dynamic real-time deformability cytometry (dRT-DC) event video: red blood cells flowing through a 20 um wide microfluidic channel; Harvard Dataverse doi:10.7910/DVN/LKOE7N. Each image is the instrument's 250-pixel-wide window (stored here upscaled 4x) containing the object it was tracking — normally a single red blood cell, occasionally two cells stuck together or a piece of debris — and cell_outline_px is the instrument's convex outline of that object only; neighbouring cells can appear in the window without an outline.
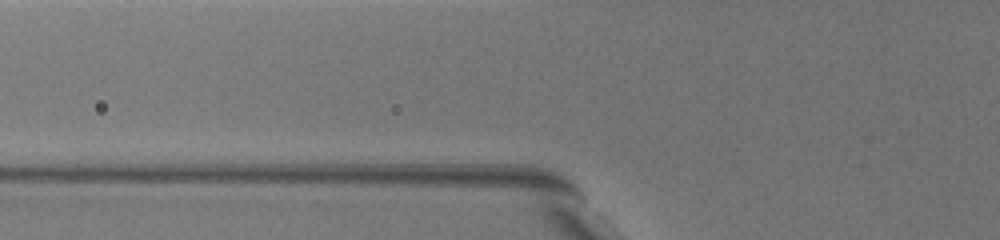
{"species": "common noctule bat (a hibernating species)", "species_latin": "Nyctalus noctula", "temperature_condition": "warm", "stored_images_in_passage": 4, "camera_frame_rate_fps": 3000, "um_per_image_px": 0.085, "animal": {"sex": "female", "body_mass_g": 19.5, "forearm_length_mm": 54.1}, "frame": {"image": 1, "passage_image": 2, "time_ms": 0.333, "image_size_px": [1000, 240], "cell_outline_px": [[660, 212], [648, 208], [628, 196], [596, 164], [588, 140], [608, 144], [624, 156], [660, 200]], "centroid_in_image_um": [53.04, 14.86], "position_along_channel_um": 72.8, "area_um2": 13.64}}